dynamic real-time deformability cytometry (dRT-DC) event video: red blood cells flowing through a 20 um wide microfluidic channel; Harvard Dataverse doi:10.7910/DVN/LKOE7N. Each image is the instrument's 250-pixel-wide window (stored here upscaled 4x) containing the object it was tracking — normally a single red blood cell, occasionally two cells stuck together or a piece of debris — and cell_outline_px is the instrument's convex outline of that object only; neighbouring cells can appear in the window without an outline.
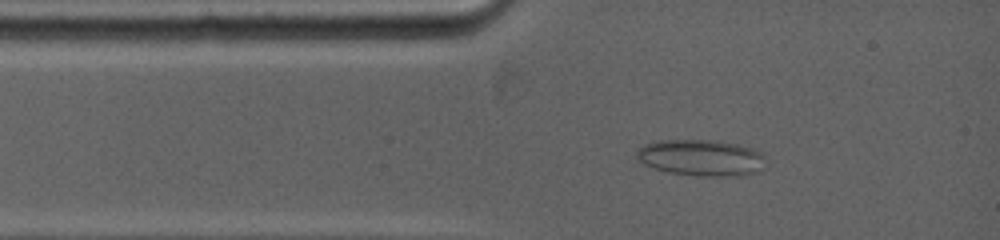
{"species": "common noctule bat (a hibernating species)", "species_latin": "Nyctalus noctula", "temperature_condition": "warm", "stored_images_in_passage": 15, "camera_frame_rate_fps": 5000, "um_per_image_px": 0.085, "animal": {"sex": "female", "body_mass_g": 19.0, "forearm_length_mm": 53.3}, "frame": {"image": 1, "passage_image": 5, "time_ms": 1.4, "image_size_px": [1000, 240], "cell_outline_px": [[764, 156], [760, 172], [744, 176], [700, 176], [668, 172], [644, 164], [636, 160], [636, 152], [644, 144], [656, 140], [720, 140], [752, 148], [760, 152]], "centroid_in_image_um": [59.59, 13.41], "position_along_channel_um": 25.4, "area_um2": 27.51}}
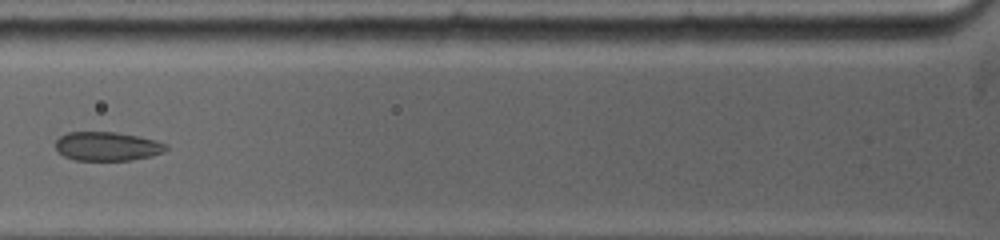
{"frame": {"image": 2, "passage_image": 11, "time_ms": 4.0, "image_size_px": [1000, 240], "cell_outline_px": [[168, 148], [164, 152], [152, 156], [132, 160], [76, 160], [64, 156], [56, 148], [56, 140], [60, 136], [68, 132], [116, 132], [156, 140], [168, 144]], "centroid_in_image_um": [9.15, 12.44], "position_along_channel_um": 116.7, "area_um2": 18.61}}
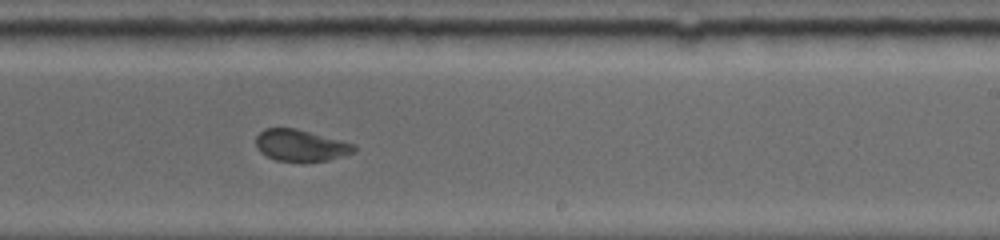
{"frame": {"image": 3, "passage_image": 15, "time_ms": 7.8, "image_size_px": [1000, 240], "cell_outline_px": [[356, 152], [344, 156], [328, 160], [304, 164], [276, 160], [260, 152], [256, 148], [256, 136], [264, 128], [296, 128], [356, 144]], "centroid_in_image_um": [25.58, 12.39], "position_along_channel_um": 263.4, "area_um2": 18.67}}